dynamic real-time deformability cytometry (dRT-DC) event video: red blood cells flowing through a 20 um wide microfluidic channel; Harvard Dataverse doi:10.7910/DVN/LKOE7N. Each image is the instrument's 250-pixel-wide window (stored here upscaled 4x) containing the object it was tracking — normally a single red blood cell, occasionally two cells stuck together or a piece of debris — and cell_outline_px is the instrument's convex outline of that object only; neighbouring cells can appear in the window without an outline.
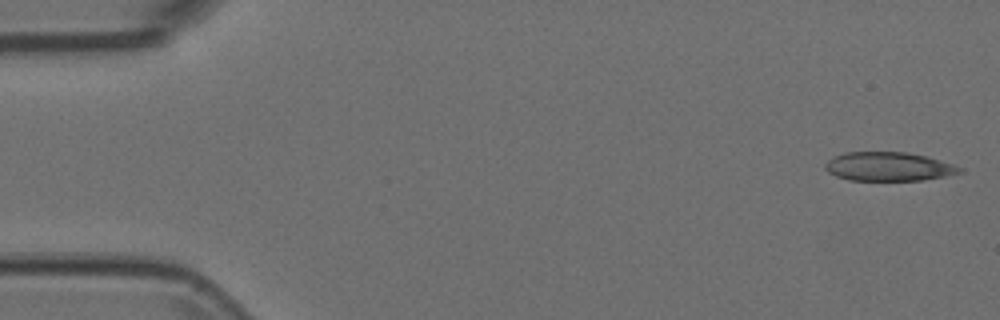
{"species": "Egyptian fruit bat (a non-hibernating species)", "species_latin": "Rousettus aegyptiacus", "temperature_condition": "room temperature", "stored_images_in_passage": 52, "camera_frame_rate_fps": 3000, "um_per_image_px": 0.085, "animal": {"sex": "female"}, "frame": {"image": 1, "passage_image": 1, "time_ms": 0.0, "image_size_px": [1000, 320], "cell_outline_px": [[964, 172], [924, 180], [848, 180], [836, 176], [828, 172], [824, 168], [824, 164], [828, 160], [844, 152], [904, 152], [924, 156], [940, 160], [964, 168]], "centroid_in_image_um": [75.52, 14.16], "position_along_channel_um": 9.5, "area_um2": 22.54}}
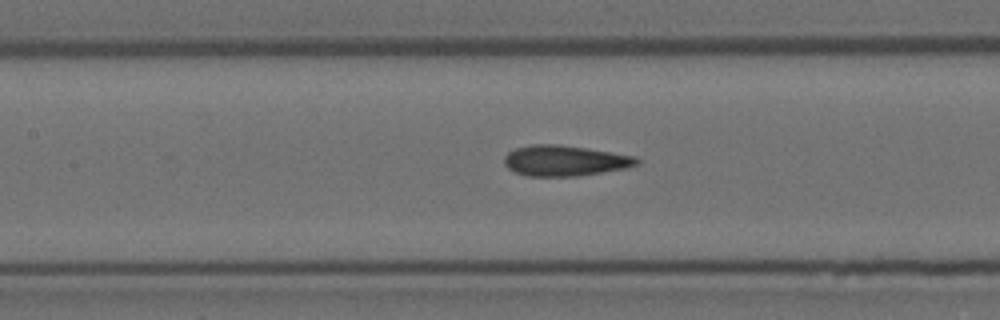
{"frame": {"image": 2, "passage_image": 23, "time_ms": 7.333, "image_size_px": [1000, 320], "cell_outline_px": [[640, 164], [628, 168], [580, 176], [528, 176], [516, 172], [508, 168], [504, 164], [504, 156], [508, 152], [516, 148], [532, 144], [560, 144], [588, 148], [636, 156], [640, 160]], "centroid_in_image_um": [48.05, 13.65], "position_along_channel_um": 159.3, "area_um2": 23.93}}
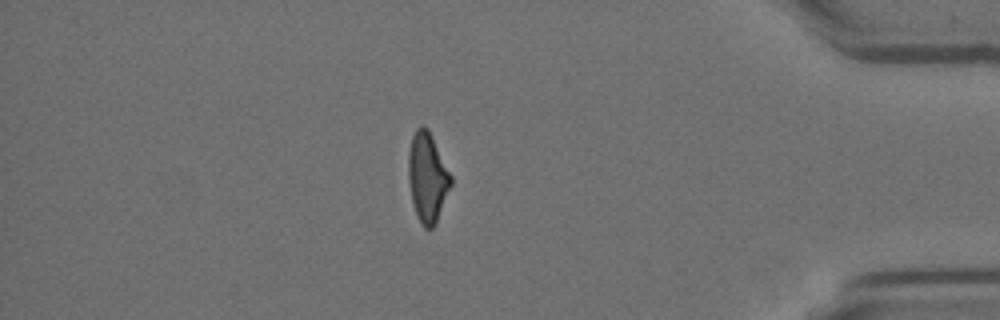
{"frame": {"image": 3, "passage_image": 45, "time_ms": 14.667, "image_size_px": [1000, 320], "cell_outline_px": [[452, 184], [436, 224], [432, 228], [424, 228], [416, 212], [412, 200], [408, 180], [408, 152], [412, 136], [416, 128], [420, 124], [424, 124], [428, 128], [452, 176]], "centroid_in_image_um": [36.33, 15.03], "position_along_channel_um": 398.9, "area_um2": 22.25}}